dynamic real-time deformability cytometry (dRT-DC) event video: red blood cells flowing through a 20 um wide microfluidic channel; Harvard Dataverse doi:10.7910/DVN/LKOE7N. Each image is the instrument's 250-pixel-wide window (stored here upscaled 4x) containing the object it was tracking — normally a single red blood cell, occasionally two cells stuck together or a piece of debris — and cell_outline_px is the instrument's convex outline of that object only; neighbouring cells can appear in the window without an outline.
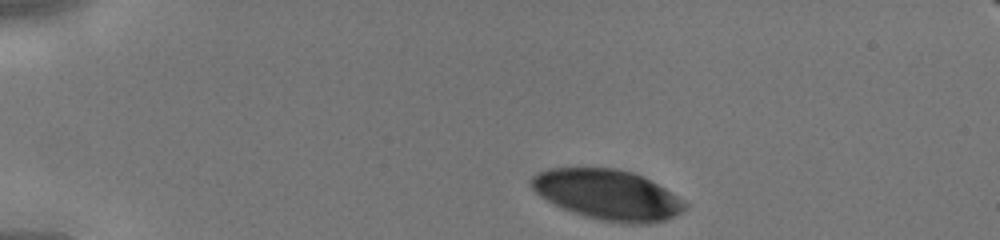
{"species": "human", "species_latin": "Homo sapiens", "temperature_condition": "cold", "stored_images_in_passage": 31, "camera_frame_rate_fps": 3000, "um_per_image_px": 0.085, "donor": {"sex": "male"}, "frame": {"image": 1, "passage_image": 1, "time_ms": 0.0, "image_size_px": [1000, 240], "cell_outline_px": [[688, 204], [676, 216], [664, 220], [648, 224], [624, 224], [600, 220], [572, 212], [540, 196], [532, 188], [528, 180], [536, 172], [548, 168], [616, 168], [632, 172], [644, 176], [684, 200]], "centroid_in_image_um": [51.65, 16.54], "position_along_channel_um": 33.4, "area_um2": 45.03}}
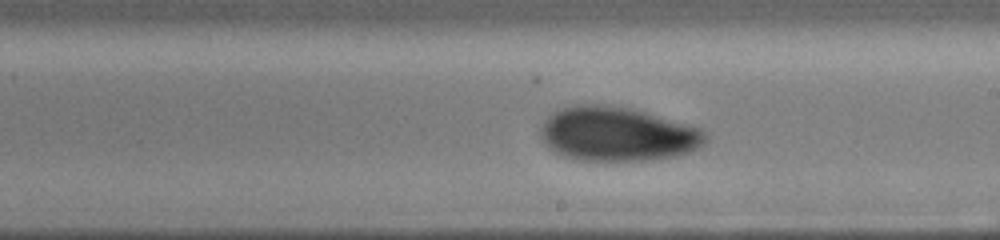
{"frame": {"image": 2, "passage_image": 19, "time_ms": 6.0, "image_size_px": [1000, 240], "cell_outline_px": [[708, 140], [700, 148], [676, 156], [652, 160], [580, 160], [560, 156], [540, 136], [540, 128], [544, 120], [552, 112], [576, 104], [600, 104], [632, 108], [688, 124], [700, 128], [708, 132]], "centroid_in_image_um": [52.51, 11.39], "position_along_channel_um": 236.5, "area_um2": 52.31}}
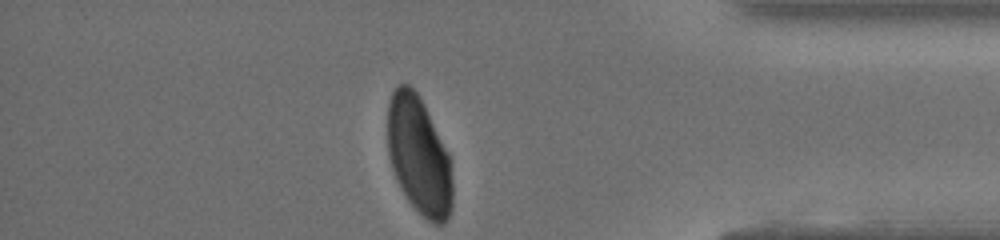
{"frame": {"image": 3, "passage_image": 31, "time_ms": 10.0, "image_size_px": [1000, 240], "cell_outline_px": [[452, 208], [444, 224], [432, 224], [408, 200], [400, 188], [396, 180], [388, 156], [388, 104], [392, 92], [400, 84], [408, 84], [420, 96], [448, 152], [452, 180]], "centroid_in_image_um": [35.6, 13.23], "position_along_channel_um": 399.6, "area_um2": 44.45}}